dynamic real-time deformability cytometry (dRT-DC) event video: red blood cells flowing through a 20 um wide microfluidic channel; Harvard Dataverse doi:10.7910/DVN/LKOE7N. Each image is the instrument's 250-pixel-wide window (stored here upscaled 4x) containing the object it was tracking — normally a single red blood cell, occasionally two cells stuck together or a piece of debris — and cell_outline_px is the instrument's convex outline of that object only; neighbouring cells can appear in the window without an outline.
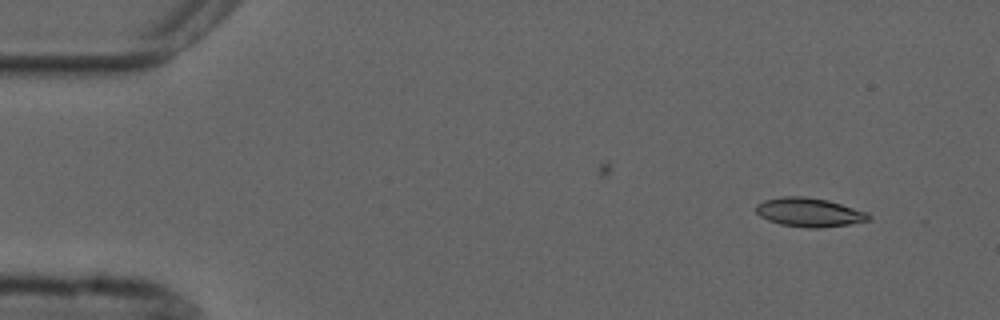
{"species": "common noctule bat (a hibernating species)", "species_latin": "Nyctalus noctula", "temperature_condition": "cold", "stored_images_in_passage": 32, "camera_frame_rate_fps": 3000, "um_per_image_px": 0.085, "animal": {"sex": "male", "forearm_length_mm": 52.5}, "frame": {"image": 1, "passage_image": 1, "time_ms": 0.0, "image_size_px": [1000, 320], "cell_outline_px": [[872, 216], [868, 220], [848, 224], [820, 228], [808, 228], [780, 224], [768, 220], [760, 216], [756, 212], [756, 204], [764, 200], [784, 196], [804, 196], [828, 200], [868, 212]], "centroid_in_image_um": [68.78, 18.04], "position_along_channel_um": 16.2, "area_um2": 18.96}}
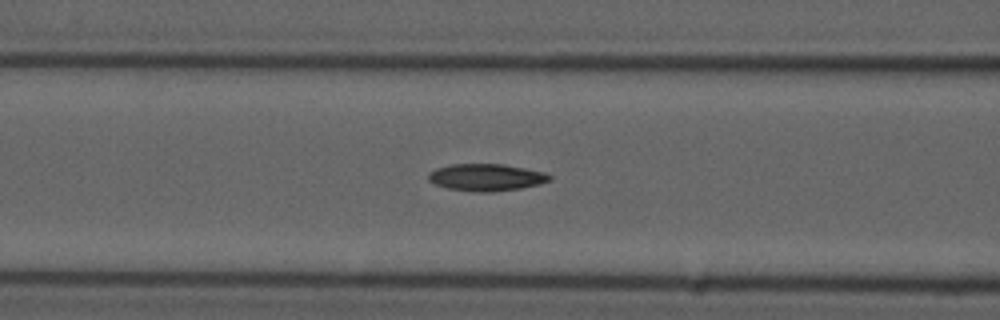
{"frame": {"image": 2, "passage_image": 18, "time_ms": 5.667, "image_size_px": [1000, 320], "cell_outline_px": [[552, 180], [540, 184], [520, 188], [492, 192], [476, 192], [448, 188], [436, 184], [428, 180], [428, 172], [436, 168], [452, 164], [504, 164], [544, 172], [552, 176]], "centroid_in_image_um": [41.34, 15.07], "position_along_channel_um": 125.3, "area_um2": 19.13}}
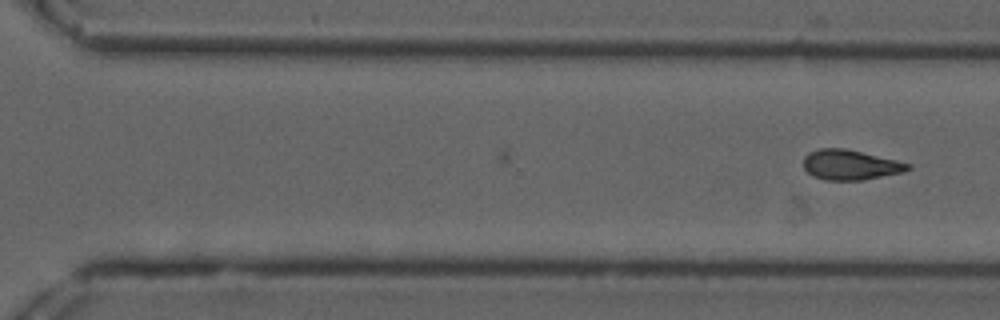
{"frame": {"image": 3, "passage_image": 32, "time_ms": 10.333, "image_size_px": [1000, 320], "cell_outline_px": [[912, 168], [904, 172], [864, 180], [824, 180], [812, 176], [804, 168], [804, 156], [808, 152], [820, 148], [844, 148], [896, 160], [912, 164]], "centroid_in_image_um": [72.28, 14.02], "position_along_channel_um": 298.3, "area_um2": 18.38}}